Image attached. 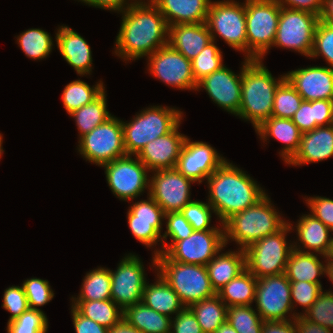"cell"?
<instances>
[{"instance_id":"1f68e13d","label":"cell","mask_w":333,"mask_h":333,"mask_svg":"<svg viewBox=\"0 0 333 333\" xmlns=\"http://www.w3.org/2000/svg\"><path fill=\"white\" fill-rule=\"evenodd\" d=\"M171 319L142 301L123 310V320L142 333H171Z\"/></svg>"},{"instance_id":"be15d7a7","label":"cell","mask_w":333,"mask_h":333,"mask_svg":"<svg viewBox=\"0 0 333 333\" xmlns=\"http://www.w3.org/2000/svg\"><path fill=\"white\" fill-rule=\"evenodd\" d=\"M326 260V277H328L329 281L333 284V257L330 255L325 256Z\"/></svg>"},{"instance_id":"d590c367","label":"cell","mask_w":333,"mask_h":333,"mask_svg":"<svg viewBox=\"0 0 333 333\" xmlns=\"http://www.w3.org/2000/svg\"><path fill=\"white\" fill-rule=\"evenodd\" d=\"M106 95L104 90L91 103L69 114L75 120L79 139L113 116L107 109Z\"/></svg>"},{"instance_id":"3957f363","label":"cell","mask_w":333,"mask_h":333,"mask_svg":"<svg viewBox=\"0 0 333 333\" xmlns=\"http://www.w3.org/2000/svg\"><path fill=\"white\" fill-rule=\"evenodd\" d=\"M241 105L238 117L256 130L272 116L275 91L285 80V73L273 77L262 60L242 62Z\"/></svg>"},{"instance_id":"11a10c76","label":"cell","mask_w":333,"mask_h":333,"mask_svg":"<svg viewBox=\"0 0 333 333\" xmlns=\"http://www.w3.org/2000/svg\"><path fill=\"white\" fill-rule=\"evenodd\" d=\"M70 309L75 333H108L107 327L84 317L73 306Z\"/></svg>"},{"instance_id":"f907efd6","label":"cell","mask_w":333,"mask_h":333,"mask_svg":"<svg viewBox=\"0 0 333 333\" xmlns=\"http://www.w3.org/2000/svg\"><path fill=\"white\" fill-rule=\"evenodd\" d=\"M165 220L166 231L162 234V244H167L168 237L170 243H176L179 240L186 239L194 232V229L181 212L166 213Z\"/></svg>"},{"instance_id":"cb8c5ba5","label":"cell","mask_w":333,"mask_h":333,"mask_svg":"<svg viewBox=\"0 0 333 333\" xmlns=\"http://www.w3.org/2000/svg\"><path fill=\"white\" fill-rule=\"evenodd\" d=\"M288 223L291 230L296 231L298 242L300 241L299 243L297 240L293 241L294 249L302 252L317 253L323 256L330 254L333 242L330 232L333 233V231L322 221L308 213L301 215L295 225H292L290 221Z\"/></svg>"},{"instance_id":"ee69618b","label":"cell","mask_w":333,"mask_h":333,"mask_svg":"<svg viewBox=\"0 0 333 333\" xmlns=\"http://www.w3.org/2000/svg\"><path fill=\"white\" fill-rule=\"evenodd\" d=\"M181 214L187 219L194 231L203 230H224V226H211L212 213L216 215L215 210L207 202L192 200L186 204L180 211Z\"/></svg>"},{"instance_id":"83f0119b","label":"cell","mask_w":333,"mask_h":333,"mask_svg":"<svg viewBox=\"0 0 333 333\" xmlns=\"http://www.w3.org/2000/svg\"><path fill=\"white\" fill-rule=\"evenodd\" d=\"M212 0H159L156 4L169 26L206 23Z\"/></svg>"},{"instance_id":"db71d44e","label":"cell","mask_w":333,"mask_h":333,"mask_svg":"<svg viewBox=\"0 0 333 333\" xmlns=\"http://www.w3.org/2000/svg\"><path fill=\"white\" fill-rule=\"evenodd\" d=\"M171 333H203L193 312L185 307L171 319Z\"/></svg>"},{"instance_id":"bcb514c9","label":"cell","mask_w":333,"mask_h":333,"mask_svg":"<svg viewBox=\"0 0 333 333\" xmlns=\"http://www.w3.org/2000/svg\"><path fill=\"white\" fill-rule=\"evenodd\" d=\"M301 316L333 331V291L322 290L316 301Z\"/></svg>"},{"instance_id":"d6a6232c","label":"cell","mask_w":333,"mask_h":333,"mask_svg":"<svg viewBox=\"0 0 333 333\" xmlns=\"http://www.w3.org/2000/svg\"><path fill=\"white\" fill-rule=\"evenodd\" d=\"M302 133L333 124V100L302 101L291 118Z\"/></svg>"},{"instance_id":"5b68a950","label":"cell","mask_w":333,"mask_h":333,"mask_svg":"<svg viewBox=\"0 0 333 333\" xmlns=\"http://www.w3.org/2000/svg\"><path fill=\"white\" fill-rule=\"evenodd\" d=\"M183 113L175 107L151 105L138 112L129 122L122 121L127 155H138L146 144L170 133L182 122Z\"/></svg>"},{"instance_id":"44dd1931","label":"cell","mask_w":333,"mask_h":333,"mask_svg":"<svg viewBox=\"0 0 333 333\" xmlns=\"http://www.w3.org/2000/svg\"><path fill=\"white\" fill-rule=\"evenodd\" d=\"M285 79L304 101L333 100V69L309 66L285 73Z\"/></svg>"},{"instance_id":"b9f144b4","label":"cell","mask_w":333,"mask_h":333,"mask_svg":"<svg viewBox=\"0 0 333 333\" xmlns=\"http://www.w3.org/2000/svg\"><path fill=\"white\" fill-rule=\"evenodd\" d=\"M302 101L301 95L285 79L275 91L272 116L291 119Z\"/></svg>"},{"instance_id":"8d00e7d4","label":"cell","mask_w":333,"mask_h":333,"mask_svg":"<svg viewBox=\"0 0 333 333\" xmlns=\"http://www.w3.org/2000/svg\"><path fill=\"white\" fill-rule=\"evenodd\" d=\"M80 292L71 301H99L111 299L110 269L99 267L86 273L82 280Z\"/></svg>"},{"instance_id":"6da1fadb","label":"cell","mask_w":333,"mask_h":333,"mask_svg":"<svg viewBox=\"0 0 333 333\" xmlns=\"http://www.w3.org/2000/svg\"><path fill=\"white\" fill-rule=\"evenodd\" d=\"M122 15L113 54L130 62L168 44V25L156 5H131Z\"/></svg>"},{"instance_id":"d6986e66","label":"cell","mask_w":333,"mask_h":333,"mask_svg":"<svg viewBox=\"0 0 333 333\" xmlns=\"http://www.w3.org/2000/svg\"><path fill=\"white\" fill-rule=\"evenodd\" d=\"M227 159L209 143L186 137L176 169L195 183H202Z\"/></svg>"},{"instance_id":"94428289","label":"cell","mask_w":333,"mask_h":333,"mask_svg":"<svg viewBox=\"0 0 333 333\" xmlns=\"http://www.w3.org/2000/svg\"><path fill=\"white\" fill-rule=\"evenodd\" d=\"M320 21L330 24L333 21V0H324Z\"/></svg>"},{"instance_id":"d4e9b609","label":"cell","mask_w":333,"mask_h":333,"mask_svg":"<svg viewBox=\"0 0 333 333\" xmlns=\"http://www.w3.org/2000/svg\"><path fill=\"white\" fill-rule=\"evenodd\" d=\"M331 157H333V124L302 133L299 150L287 164L302 166Z\"/></svg>"},{"instance_id":"52a82bcc","label":"cell","mask_w":333,"mask_h":333,"mask_svg":"<svg viewBox=\"0 0 333 333\" xmlns=\"http://www.w3.org/2000/svg\"><path fill=\"white\" fill-rule=\"evenodd\" d=\"M280 12L276 0H245L247 59L264 60L272 48Z\"/></svg>"},{"instance_id":"7bdbcfd3","label":"cell","mask_w":333,"mask_h":333,"mask_svg":"<svg viewBox=\"0 0 333 333\" xmlns=\"http://www.w3.org/2000/svg\"><path fill=\"white\" fill-rule=\"evenodd\" d=\"M217 41L208 44L192 62L193 78L196 83L204 77L219 70L223 64V52L217 46Z\"/></svg>"},{"instance_id":"680465c9","label":"cell","mask_w":333,"mask_h":333,"mask_svg":"<svg viewBox=\"0 0 333 333\" xmlns=\"http://www.w3.org/2000/svg\"><path fill=\"white\" fill-rule=\"evenodd\" d=\"M262 333H296L295 319L290 321H264Z\"/></svg>"},{"instance_id":"ffe728a7","label":"cell","mask_w":333,"mask_h":333,"mask_svg":"<svg viewBox=\"0 0 333 333\" xmlns=\"http://www.w3.org/2000/svg\"><path fill=\"white\" fill-rule=\"evenodd\" d=\"M235 74L225 65L197 83L196 91L205 90L218 107L237 116L241 105L242 67Z\"/></svg>"},{"instance_id":"6f0895ef","label":"cell","mask_w":333,"mask_h":333,"mask_svg":"<svg viewBox=\"0 0 333 333\" xmlns=\"http://www.w3.org/2000/svg\"><path fill=\"white\" fill-rule=\"evenodd\" d=\"M78 2H83L89 7H95L105 10H110L111 12H121L126 10L132 5V0H77Z\"/></svg>"},{"instance_id":"ab89813d","label":"cell","mask_w":333,"mask_h":333,"mask_svg":"<svg viewBox=\"0 0 333 333\" xmlns=\"http://www.w3.org/2000/svg\"><path fill=\"white\" fill-rule=\"evenodd\" d=\"M16 42L30 59H46L54 49L51 34L40 28H29L17 35Z\"/></svg>"},{"instance_id":"9a60e30c","label":"cell","mask_w":333,"mask_h":333,"mask_svg":"<svg viewBox=\"0 0 333 333\" xmlns=\"http://www.w3.org/2000/svg\"><path fill=\"white\" fill-rule=\"evenodd\" d=\"M223 247H227L224 230H203L176 243L162 244V253L173 261L206 266Z\"/></svg>"},{"instance_id":"603a6c76","label":"cell","mask_w":333,"mask_h":333,"mask_svg":"<svg viewBox=\"0 0 333 333\" xmlns=\"http://www.w3.org/2000/svg\"><path fill=\"white\" fill-rule=\"evenodd\" d=\"M55 44L63 59L81 77L91 75L93 58L87 40L67 25H61L55 32Z\"/></svg>"},{"instance_id":"a7ac6f4b","label":"cell","mask_w":333,"mask_h":333,"mask_svg":"<svg viewBox=\"0 0 333 333\" xmlns=\"http://www.w3.org/2000/svg\"><path fill=\"white\" fill-rule=\"evenodd\" d=\"M331 257H333V242H332V248H331V251H330V254H329Z\"/></svg>"},{"instance_id":"6125c7cd","label":"cell","mask_w":333,"mask_h":333,"mask_svg":"<svg viewBox=\"0 0 333 333\" xmlns=\"http://www.w3.org/2000/svg\"><path fill=\"white\" fill-rule=\"evenodd\" d=\"M108 333H142V332L130 326L124 320H122L119 324L109 329Z\"/></svg>"},{"instance_id":"7a4b0ae2","label":"cell","mask_w":333,"mask_h":333,"mask_svg":"<svg viewBox=\"0 0 333 333\" xmlns=\"http://www.w3.org/2000/svg\"><path fill=\"white\" fill-rule=\"evenodd\" d=\"M208 203L219 223L256 204L267 193L246 171L226 160L207 179Z\"/></svg>"},{"instance_id":"277c9868","label":"cell","mask_w":333,"mask_h":333,"mask_svg":"<svg viewBox=\"0 0 333 333\" xmlns=\"http://www.w3.org/2000/svg\"><path fill=\"white\" fill-rule=\"evenodd\" d=\"M271 203L266 194L256 204L238 212L224 223V243L235 242L237 248L245 250L254 242L277 233L289 220Z\"/></svg>"},{"instance_id":"e0dca14e","label":"cell","mask_w":333,"mask_h":333,"mask_svg":"<svg viewBox=\"0 0 333 333\" xmlns=\"http://www.w3.org/2000/svg\"><path fill=\"white\" fill-rule=\"evenodd\" d=\"M143 264L138 255L129 253L120 260L116 270H110L111 299L122 310L142 301L147 283Z\"/></svg>"},{"instance_id":"4316f807","label":"cell","mask_w":333,"mask_h":333,"mask_svg":"<svg viewBox=\"0 0 333 333\" xmlns=\"http://www.w3.org/2000/svg\"><path fill=\"white\" fill-rule=\"evenodd\" d=\"M263 144L269 138H275L285 144L279 152L281 159L287 164L298 152L302 138V132L291 119L271 116L255 130Z\"/></svg>"},{"instance_id":"816d5d0a","label":"cell","mask_w":333,"mask_h":333,"mask_svg":"<svg viewBox=\"0 0 333 333\" xmlns=\"http://www.w3.org/2000/svg\"><path fill=\"white\" fill-rule=\"evenodd\" d=\"M2 307L10 313L8 322L15 320L29 309L28 300L21 286H9L4 290Z\"/></svg>"},{"instance_id":"03108f58","label":"cell","mask_w":333,"mask_h":333,"mask_svg":"<svg viewBox=\"0 0 333 333\" xmlns=\"http://www.w3.org/2000/svg\"><path fill=\"white\" fill-rule=\"evenodd\" d=\"M159 0H132V5H156Z\"/></svg>"},{"instance_id":"74e56055","label":"cell","mask_w":333,"mask_h":333,"mask_svg":"<svg viewBox=\"0 0 333 333\" xmlns=\"http://www.w3.org/2000/svg\"><path fill=\"white\" fill-rule=\"evenodd\" d=\"M196 317L203 333H214L227 317V306L216 294L188 307Z\"/></svg>"},{"instance_id":"f35d334b","label":"cell","mask_w":333,"mask_h":333,"mask_svg":"<svg viewBox=\"0 0 333 333\" xmlns=\"http://www.w3.org/2000/svg\"><path fill=\"white\" fill-rule=\"evenodd\" d=\"M104 90L106 89L102 80L96 82L92 87L80 79L71 81L65 86L61 95L62 103L67 114L91 103Z\"/></svg>"},{"instance_id":"ac0fdd59","label":"cell","mask_w":333,"mask_h":333,"mask_svg":"<svg viewBox=\"0 0 333 333\" xmlns=\"http://www.w3.org/2000/svg\"><path fill=\"white\" fill-rule=\"evenodd\" d=\"M149 195L163 209L164 213L180 212L191 202V184L176 168L150 172Z\"/></svg>"},{"instance_id":"ba28073f","label":"cell","mask_w":333,"mask_h":333,"mask_svg":"<svg viewBox=\"0 0 333 333\" xmlns=\"http://www.w3.org/2000/svg\"><path fill=\"white\" fill-rule=\"evenodd\" d=\"M289 232L291 227L287 223L277 233L259 239L244 250L246 269L257 279L285 273L293 249V242L287 240Z\"/></svg>"},{"instance_id":"e7e4bbea","label":"cell","mask_w":333,"mask_h":333,"mask_svg":"<svg viewBox=\"0 0 333 333\" xmlns=\"http://www.w3.org/2000/svg\"><path fill=\"white\" fill-rule=\"evenodd\" d=\"M214 333H237V331L226 320Z\"/></svg>"},{"instance_id":"5bb4252c","label":"cell","mask_w":333,"mask_h":333,"mask_svg":"<svg viewBox=\"0 0 333 333\" xmlns=\"http://www.w3.org/2000/svg\"><path fill=\"white\" fill-rule=\"evenodd\" d=\"M127 222L132 235L144 246L152 249V265L156 269V255L162 253V224H164L165 213L163 209L147 193V200L132 202L128 207ZM160 242V243H158ZM158 243V244H157Z\"/></svg>"},{"instance_id":"2e32d148","label":"cell","mask_w":333,"mask_h":333,"mask_svg":"<svg viewBox=\"0 0 333 333\" xmlns=\"http://www.w3.org/2000/svg\"><path fill=\"white\" fill-rule=\"evenodd\" d=\"M148 72L159 81L178 90L196 91L192 62L169 44L158 48L147 57Z\"/></svg>"},{"instance_id":"60d3db41","label":"cell","mask_w":333,"mask_h":333,"mask_svg":"<svg viewBox=\"0 0 333 333\" xmlns=\"http://www.w3.org/2000/svg\"><path fill=\"white\" fill-rule=\"evenodd\" d=\"M226 320L237 333H262L264 320L253 305L228 307Z\"/></svg>"},{"instance_id":"c3c4849f","label":"cell","mask_w":333,"mask_h":333,"mask_svg":"<svg viewBox=\"0 0 333 333\" xmlns=\"http://www.w3.org/2000/svg\"><path fill=\"white\" fill-rule=\"evenodd\" d=\"M322 56L333 69V26L319 20L314 34L313 49L309 59Z\"/></svg>"},{"instance_id":"9f6ffc18","label":"cell","mask_w":333,"mask_h":333,"mask_svg":"<svg viewBox=\"0 0 333 333\" xmlns=\"http://www.w3.org/2000/svg\"><path fill=\"white\" fill-rule=\"evenodd\" d=\"M281 7L311 12L320 17L324 0H276Z\"/></svg>"},{"instance_id":"e575fe53","label":"cell","mask_w":333,"mask_h":333,"mask_svg":"<svg viewBox=\"0 0 333 333\" xmlns=\"http://www.w3.org/2000/svg\"><path fill=\"white\" fill-rule=\"evenodd\" d=\"M81 315L111 329L123 320V310L112 300L72 301Z\"/></svg>"},{"instance_id":"8fae6325","label":"cell","mask_w":333,"mask_h":333,"mask_svg":"<svg viewBox=\"0 0 333 333\" xmlns=\"http://www.w3.org/2000/svg\"><path fill=\"white\" fill-rule=\"evenodd\" d=\"M125 155L103 164L105 177L112 194L121 201H133L145 190L149 193V169L137 155Z\"/></svg>"},{"instance_id":"30bf717a","label":"cell","mask_w":333,"mask_h":333,"mask_svg":"<svg viewBox=\"0 0 333 333\" xmlns=\"http://www.w3.org/2000/svg\"><path fill=\"white\" fill-rule=\"evenodd\" d=\"M78 140L77 150L81 157L100 167L127 155L122 120L114 115Z\"/></svg>"},{"instance_id":"681fc988","label":"cell","mask_w":333,"mask_h":333,"mask_svg":"<svg viewBox=\"0 0 333 333\" xmlns=\"http://www.w3.org/2000/svg\"><path fill=\"white\" fill-rule=\"evenodd\" d=\"M291 287V301L293 311L296 316L305 313L310 306L316 301L317 297L320 295L321 291L324 289L322 284H313L305 281L290 282ZM300 305L302 307V313L295 312V307ZM295 309V310H294Z\"/></svg>"},{"instance_id":"f546056e","label":"cell","mask_w":333,"mask_h":333,"mask_svg":"<svg viewBox=\"0 0 333 333\" xmlns=\"http://www.w3.org/2000/svg\"><path fill=\"white\" fill-rule=\"evenodd\" d=\"M319 256L325 259L323 255L302 252L293 248L285 269L287 279L290 282L305 281L322 284L318 278L326 275V260H320Z\"/></svg>"},{"instance_id":"9c48e42d","label":"cell","mask_w":333,"mask_h":333,"mask_svg":"<svg viewBox=\"0 0 333 333\" xmlns=\"http://www.w3.org/2000/svg\"><path fill=\"white\" fill-rule=\"evenodd\" d=\"M206 24L213 41L218 35L229 47L244 53V59H247L245 1H211Z\"/></svg>"},{"instance_id":"f6af8a7d","label":"cell","mask_w":333,"mask_h":333,"mask_svg":"<svg viewBox=\"0 0 333 333\" xmlns=\"http://www.w3.org/2000/svg\"><path fill=\"white\" fill-rule=\"evenodd\" d=\"M43 311L28 309L15 320L7 322V333H47L49 322Z\"/></svg>"},{"instance_id":"7c38bea8","label":"cell","mask_w":333,"mask_h":333,"mask_svg":"<svg viewBox=\"0 0 333 333\" xmlns=\"http://www.w3.org/2000/svg\"><path fill=\"white\" fill-rule=\"evenodd\" d=\"M319 20V16L311 12L281 7L272 47L293 50L310 57Z\"/></svg>"},{"instance_id":"7402d4cb","label":"cell","mask_w":333,"mask_h":333,"mask_svg":"<svg viewBox=\"0 0 333 333\" xmlns=\"http://www.w3.org/2000/svg\"><path fill=\"white\" fill-rule=\"evenodd\" d=\"M181 122L168 134L149 142L137 155L150 172L175 168L186 135L179 132Z\"/></svg>"},{"instance_id":"8992f818","label":"cell","mask_w":333,"mask_h":333,"mask_svg":"<svg viewBox=\"0 0 333 333\" xmlns=\"http://www.w3.org/2000/svg\"><path fill=\"white\" fill-rule=\"evenodd\" d=\"M156 271L177 293L185 307L217 294L204 265L180 263L161 253L156 255Z\"/></svg>"},{"instance_id":"484cf974","label":"cell","mask_w":333,"mask_h":333,"mask_svg":"<svg viewBox=\"0 0 333 333\" xmlns=\"http://www.w3.org/2000/svg\"><path fill=\"white\" fill-rule=\"evenodd\" d=\"M212 41L206 23L176 24L168 28V44L191 61Z\"/></svg>"},{"instance_id":"836d02e7","label":"cell","mask_w":333,"mask_h":333,"mask_svg":"<svg viewBox=\"0 0 333 333\" xmlns=\"http://www.w3.org/2000/svg\"><path fill=\"white\" fill-rule=\"evenodd\" d=\"M257 278L247 269L221 288L217 295L227 307L252 305L255 300Z\"/></svg>"},{"instance_id":"91938a15","label":"cell","mask_w":333,"mask_h":333,"mask_svg":"<svg viewBox=\"0 0 333 333\" xmlns=\"http://www.w3.org/2000/svg\"><path fill=\"white\" fill-rule=\"evenodd\" d=\"M295 328L296 333H333L332 330L306 320L301 315L295 318Z\"/></svg>"},{"instance_id":"f5cc1de1","label":"cell","mask_w":333,"mask_h":333,"mask_svg":"<svg viewBox=\"0 0 333 333\" xmlns=\"http://www.w3.org/2000/svg\"><path fill=\"white\" fill-rule=\"evenodd\" d=\"M304 199L310 214L333 231V199L323 196H307Z\"/></svg>"},{"instance_id":"003e7915","label":"cell","mask_w":333,"mask_h":333,"mask_svg":"<svg viewBox=\"0 0 333 333\" xmlns=\"http://www.w3.org/2000/svg\"><path fill=\"white\" fill-rule=\"evenodd\" d=\"M2 144H3V134L0 133V159H1V156H2V154L4 152Z\"/></svg>"},{"instance_id":"f1b7e54d","label":"cell","mask_w":333,"mask_h":333,"mask_svg":"<svg viewBox=\"0 0 333 333\" xmlns=\"http://www.w3.org/2000/svg\"><path fill=\"white\" fill-rule=\"evenodd\" d=\"M223 249L224 247L206 264L216 293L246 269L244 250L237 248L238 251L228 250L223 253Z\"/></svg>"},{"instance_id":"7dc6e473","label":"cell","mask_w":333,"mask_h":333,"mask_svg":"<svg viewBox=\"0 0 333 333\" xmlns=\"http://www.w3.org/2000/svg\"><path fill=\"white\" fill-rule=\"evenodd\" d=\"M21 285L30 309L43 311L39 307L46 305L54 298L55 293L48 280L36 277L27 278Z\"/></svg>"},{"instance_id":"4fadbf2b","label":"cell","mask_w":333,"mask_h":333,"mask_svg":"<svg viewBox=\"0 0 333 333\" xmlns=\"http://www.w3.org/2000/svg\"><path fill=\"white\" fill-rule=\"evenodd\" d=\"M290 292V281L285 273L257 279L255 310L264 321L295 319L297 316L293 311Z\"/></svg>"},{"instance_id":"4dcf8cb0","label":"cell","mask_w":333,"mask_h":333,"mask_svg":"<svg viewBox=\"0 0 333 333\" xmlns=\"http://www.w3.org/2000/svg\"><path fill=\"white\" fill-rule=\"evenodd\" d=\"M154 270L157 278L154 283L149 284V281L146 283L142 294V302L156 312L174 318L185 306L180 301L177 293L156 272V269Z\"/></svg>"}]
</instances>
